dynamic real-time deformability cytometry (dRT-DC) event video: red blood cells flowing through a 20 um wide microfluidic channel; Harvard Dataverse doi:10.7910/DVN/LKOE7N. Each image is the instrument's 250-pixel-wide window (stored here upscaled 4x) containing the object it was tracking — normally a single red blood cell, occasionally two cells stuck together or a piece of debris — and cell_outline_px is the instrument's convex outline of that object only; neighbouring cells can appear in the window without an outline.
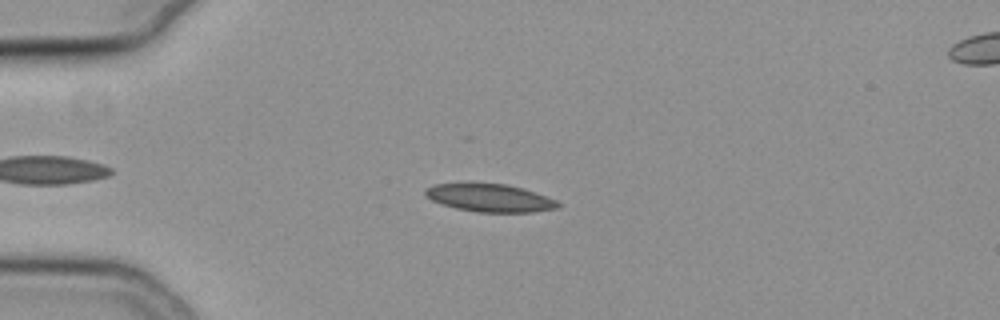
{"species": "common noctule bat (a hibernating species)", "species_latin": "Nyctalus noctula", "temperature_condition": "cold", "stored_images_in_passage": 51, "camera_frame_rate_fps": 3000, "um_per_image_px": 0.085, "animal": {"sex": "female", "body_mass_g": 19.3, "forearm_length_mm": 54.1}, "frame": {"image": 1, "passage_image": 10, "time_ms": 3.0, "image_size_px": [1000, 320], "cell_outline_px": [[560, 208], [532, 212], [476, 212], [456, 208], [432, 200], [424, 196], [424, 188], [432, 184], [468, 180], [508, 184], [524, 188], [536, 192], [556, 200], [560, 204]], "centroid_in_image_um": [41.57, 16.76], "position_along_channel_um": 43.4, "area_um2": 22.6}}
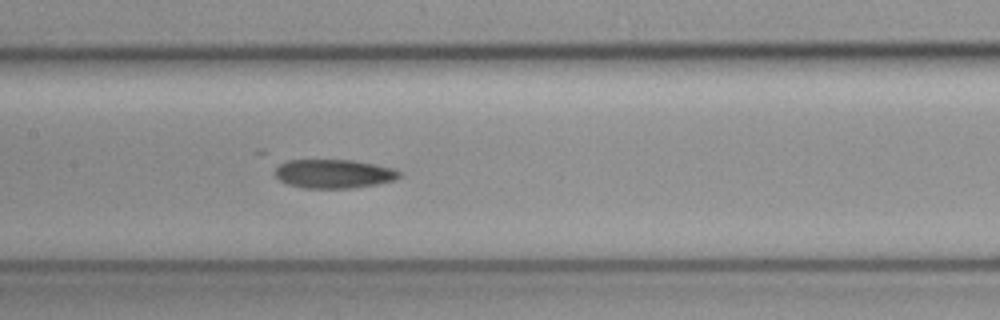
{"frame": {"image": 2, "passage_image": 23, "time_ms": 7.333, "image_size_px": [1000, 320], "cell_outline_px": [[400, 176], [396, 180], [376, 184], [352, 188], [304, 188], [288, 184], [280, 180], [272, 172], [280, 164], [288, 160], [352, 160], [376, 164], [396, 168], [400, 172]], "centroid_in_image_um": [28.39, 14.77], "position_along_channel_um": 179.0, "area_um2": 21.04}}
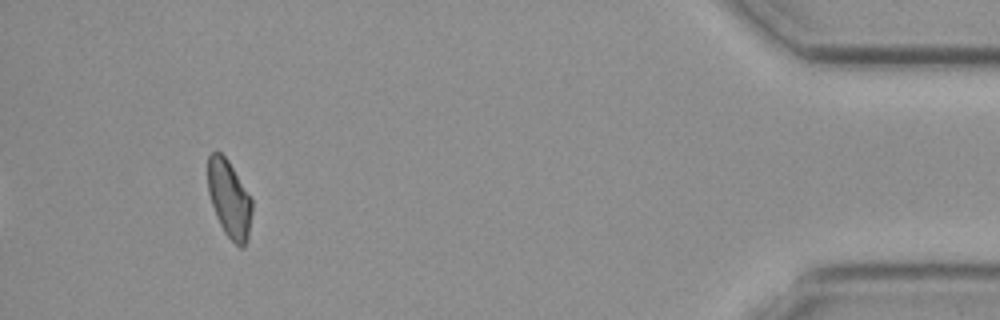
{"frame": {"image": 3, "passage_image": 47, "time_ms": 15.333, "image_size_px": [1000, 320], "cell_outline_px": [[252, 212], [248, 240], [244, 248], [240, 248], [224, 232], [216, 216], [208, 192], [208, 156], [212, 152], [220, 152], [228, 160], [252, 200]], "centroid_in_image_um": [19.49, 16.94], "position_along_channel_um": 415.7, "area_um2": 19.77}}